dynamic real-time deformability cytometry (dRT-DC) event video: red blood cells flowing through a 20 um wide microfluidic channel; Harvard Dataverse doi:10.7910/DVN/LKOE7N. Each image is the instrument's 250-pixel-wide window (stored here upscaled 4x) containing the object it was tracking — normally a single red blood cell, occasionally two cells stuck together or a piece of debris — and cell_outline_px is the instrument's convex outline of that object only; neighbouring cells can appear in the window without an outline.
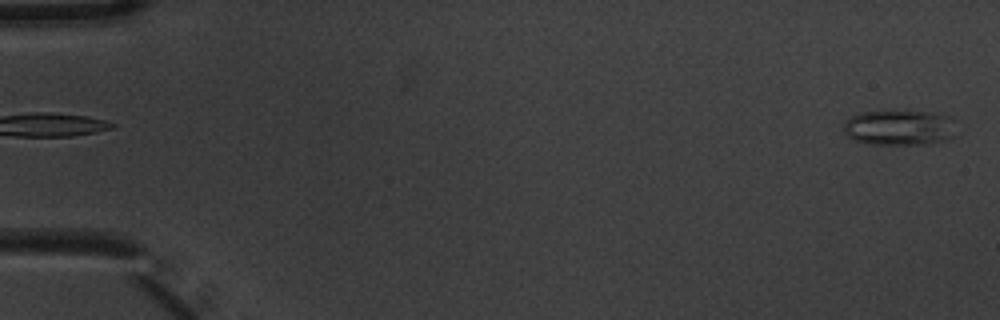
{"species": "common noctule bat (a hibernating species)", "species_latin": "Nyctalus noctula", "temperature_condition": "warm", "stored_images_in_passage": 4, "camera_frame_rate_fps": 3000, "um_per_image_px": 0.085, "animal": {"sex": "male", "body_mass_g": 20.1, "forearm_length_mm": 53.5}, "frame": {"image": 1, "passage_image": 4, "time_ms": 1.0, "image_size_px": [1000, 320], "cell_outline_px": [[956, 120], [952, 136], [944, 140], [928, 144], [868, 144], [856, 140], [848, 136], [844, 132], [844, 120], [860, 112], [884, 108], [904, 108], [936, 112], [952, 116]], "centroid_in_image_um": [76.45, 10.76], "position_along_channel_um": 8.5, "area_um2": 24.57}}